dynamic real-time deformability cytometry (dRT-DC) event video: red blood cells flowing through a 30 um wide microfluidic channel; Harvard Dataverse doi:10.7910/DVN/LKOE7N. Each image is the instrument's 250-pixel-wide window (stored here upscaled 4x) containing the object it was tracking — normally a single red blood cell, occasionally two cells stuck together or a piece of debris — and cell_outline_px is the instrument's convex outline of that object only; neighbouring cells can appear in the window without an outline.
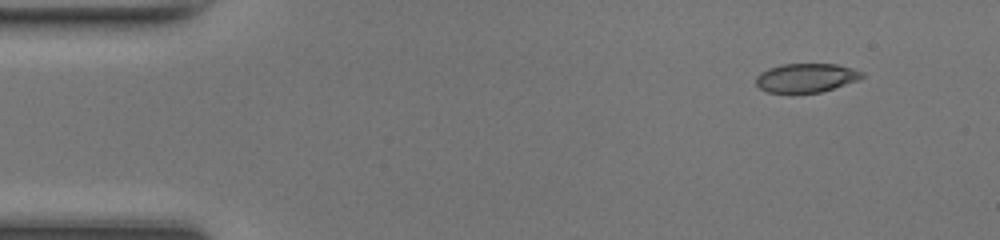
{"species": "common noctule bat (a hibernating species)", "species_latin": "Nyctalus noctula", "temperature_condition": "room temperature", "stored_images_in_passage": 44, "camera_frame_rate_fps": 3000, "um_per_image_px": 0.085, "animal": {"sex": "female", "body_mass_g": 17.0, "forearm_length_mm": 48.0}, "frame": {"image": 1, "passage_image": 1, "time_ms": 0.0, "image_size_px": [1000, 240], "cell_outline_px": [[864, 76], [856, 80], [820, 92], [768, 92], [760, 88], [756, 84], [756, 76], [760, 72], [768, 68], [784, 64], [836, 64], [852, 68], [864, 72]], "centroid_in_image_um": [68.5, 6.6], "position_along_channel_um": 16.5, "area_um2": 17.57}}
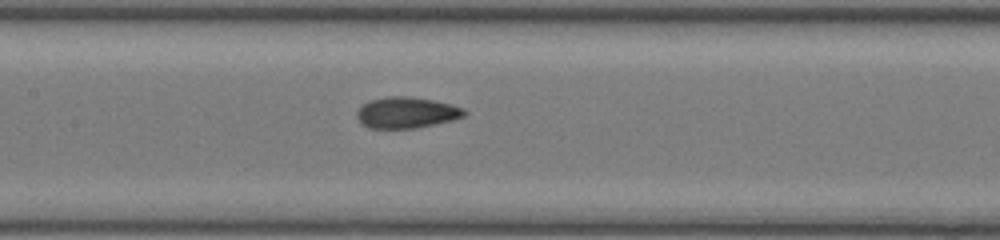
{"frame": {"image": 2, "passage_image": 19, "time_ms": 6.0, "image_size_px": [1000, 240], "cell_outline_px": [[468, 112], [464, 116], [452, 120], [416, 128], [368, 128], [360, 124], [356, 116], [356, 112], [368, 100], [388, 96], [408, 96], [432, 100], [464, 108]], "centroid_in_image_um": [34.52, 9.57], "position_along_channel_um": 172.9, "area_um2": 19.48}}
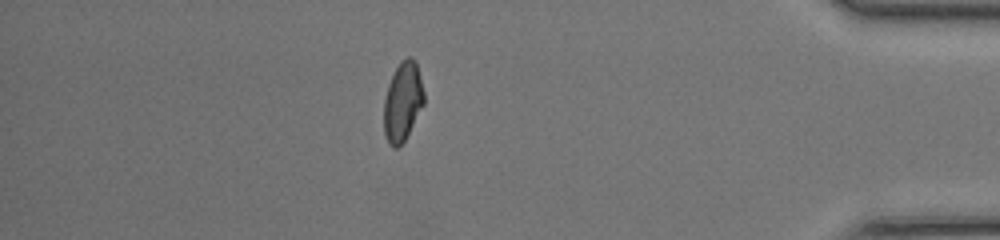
{"frame": {"image": 3, "passage_image": 38, "time_ms": 12.333, "image_size_px": [1000, 240], "cell_outline_px": [[424, 104], [404, 140], [396, 148], [392, 148], [388, 144], [384, 132], [384, 100], [388, 84], [400, 60], [408, 56], [412, 56], [416, 60], [424, 92]], "centroid_in_image_um": [34.23, 8.61], "position_along_channel_um": 401.0, "area_um2": 18.5}, "authors_computed_cell_mechanics": {"area_um2": 18.785, "velocity_mm_per_s": 4.3237, "shape_relaxation_time_tau1_ms": 6.4847, "shape_relaxation_time_tau2_ms": 0.9946, "deformation_change_tau1": 0.1933, "deformation_change_tau2": 0.0615}}